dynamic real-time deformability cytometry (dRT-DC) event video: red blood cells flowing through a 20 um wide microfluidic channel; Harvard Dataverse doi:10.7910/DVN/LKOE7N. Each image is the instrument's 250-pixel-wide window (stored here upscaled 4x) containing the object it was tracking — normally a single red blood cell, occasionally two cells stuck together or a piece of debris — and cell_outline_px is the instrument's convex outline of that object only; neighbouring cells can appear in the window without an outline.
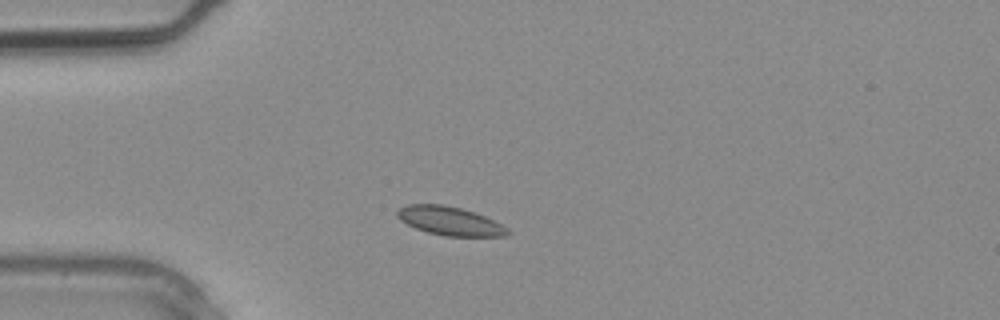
{"species": "common noctule bat (a hibernating species)", "species_latin": "Nyctalus noctula", "temperature_condition": "warm", "stored_images_in_passage": 1, "camera_frame_rate_fps": 3000, "um_per_image_px": 0.085, "animal": {"sex": "male", "body_mass_g": 20.4}, "frame": {"image": 1, "passage_image": 1, "time_ms": 0.0, "image_size_px": [1000, 320], "cell_outline_px": [[512, 232], [508, 236], [444, 236], [428, 232], [416, 228], [400, 220], [396, 216], [396, 212], [400, 208], [408, 204], [444, 204], [460, 208], [484, 216], [508, 228]], "centroid_in_image_um": [38.23, 18.79], "position_along_channel_um": 46.8, "area_um2": 18.32}}